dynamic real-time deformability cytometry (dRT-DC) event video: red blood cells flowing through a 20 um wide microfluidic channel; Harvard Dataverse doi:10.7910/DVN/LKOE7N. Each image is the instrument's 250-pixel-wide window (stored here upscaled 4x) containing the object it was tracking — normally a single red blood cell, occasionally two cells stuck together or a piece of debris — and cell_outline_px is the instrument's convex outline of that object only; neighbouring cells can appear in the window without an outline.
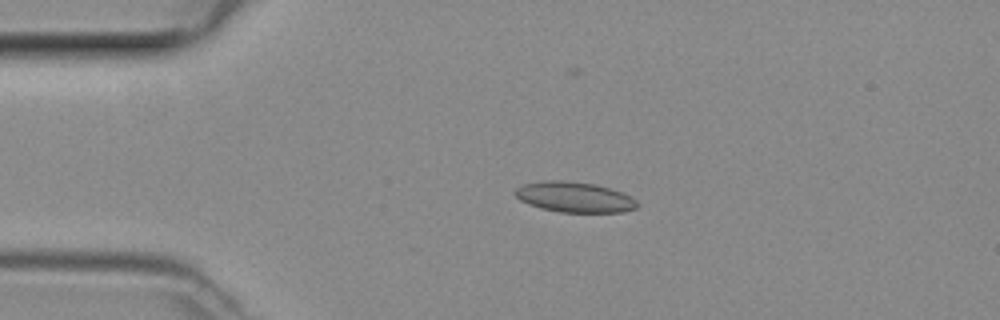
{"species": "common noctule bat (a hibernating species)", "species_latin": "Nyctalus noctula", "temperature_condition": "room temperature", "stored_images_in_passage": 48, "camera_frame_rate_fps": 3000, "um_per_image_px": 0.085, "animal": {"sex": "female", "body_mass_g": 29.2, "forearm_length_mm": 56.3}, "frame": {"image": 1, "passage_image": 10, "time_ms": 3.0, "image_size_px": [1000, 320], "cell_outline_px": [[640, 204], [636, 208], [624, 212], [560, 212], [540, 208], [528, 204], [520, 200], [512, 192], [520, 184], [540, 180], [564, 180], [596, 184], [632, 196]], "centroid_in_image_um": [48.79, 16.74], "position_along_channel_um": 36.2, "area_um2": 21.96}}
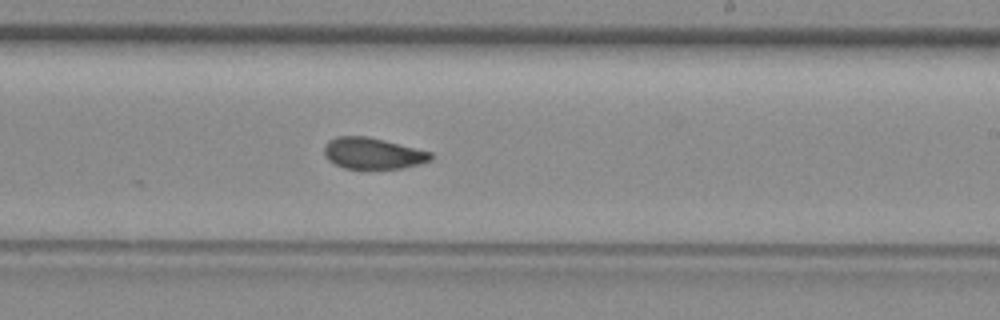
{"frame": {"image": 2, "passage_image": 28, "time_ms": 9.0, "image_size_px": [1000, 320], "cell_outline_px": [[432, 160], [400, 168], [344, 168], [328, 160], [324, 156], [324, 144], [328, 140], [336, 136], [368, 136], [432, 152]], "centroid_in_image_um": [31.64, 13.02], "position_along_channel_um": 257.4, "area_um2": 19.31}}
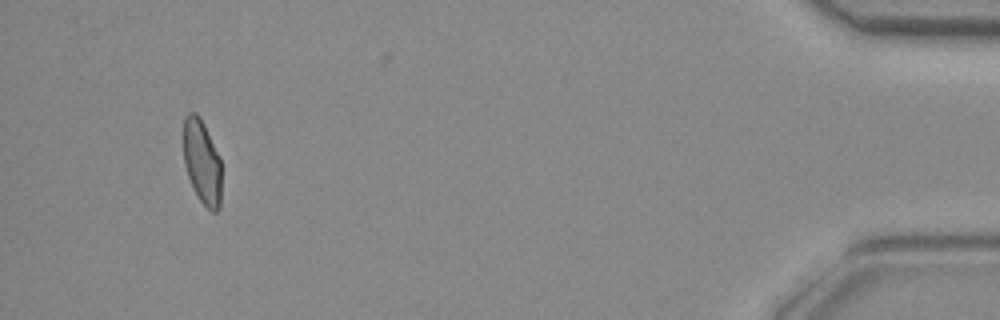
{"frame": {"image": 3, "passage_image": 45, "time_ms": 14.667, "image_size_px": [1000, 320], "cell_outline_px": [[220, 208], [216, 212], [212, 212], [200, 200], [188, 176], [184, 164], [184, 116], [188, 112], [196, 112], [200, 116], [220, 156]], "centroid_in_image_um": [17.17, 13.72], "position_along_channel_um": 418.0, "area_um2": 18.55}}